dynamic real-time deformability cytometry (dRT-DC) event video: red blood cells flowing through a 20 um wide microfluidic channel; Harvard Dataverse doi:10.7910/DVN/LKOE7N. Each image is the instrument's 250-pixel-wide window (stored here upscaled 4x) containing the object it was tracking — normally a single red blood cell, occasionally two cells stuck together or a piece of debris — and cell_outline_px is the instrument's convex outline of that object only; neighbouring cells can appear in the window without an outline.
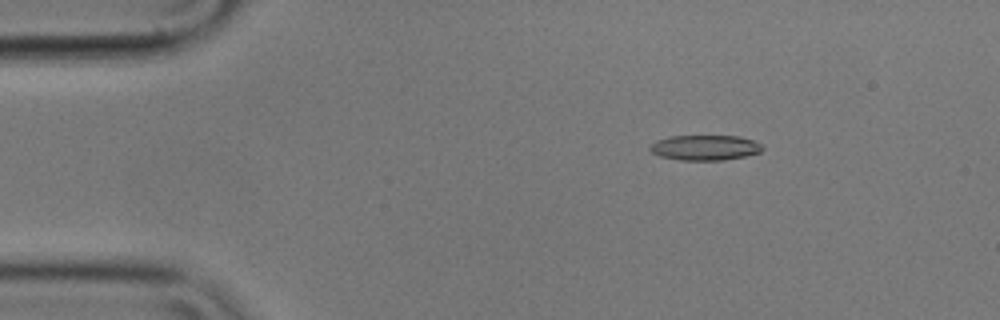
{"species": "common noctule bat (a hibernating species)", "species_latin": "Nyctalus noctula", "temperature_condition": "cold", "stored_images_in_passage": 56, "camera_frame_rate_fps": 3000, "um_per_image_px": 0.085, "animal": {"sex": "male", "body_mass_g": 17.9}, "frame": {"image": 1, "passage_image": 9, "time_ms": 2.667, "image_size_px": [1000, 320], "cell_outline_px": [[764, 148], [760, 152], [744, 156], [724, 160], [680, 160], [660, 156], [652, 152], [648, 148], [656, 140], [672, 136], [740, 136], [752, 140], [760, 144]], "centroid_in_image_um": [59.92, 12.55], "position_along_channel_um": 25.1, "area_um2": 16.42}}
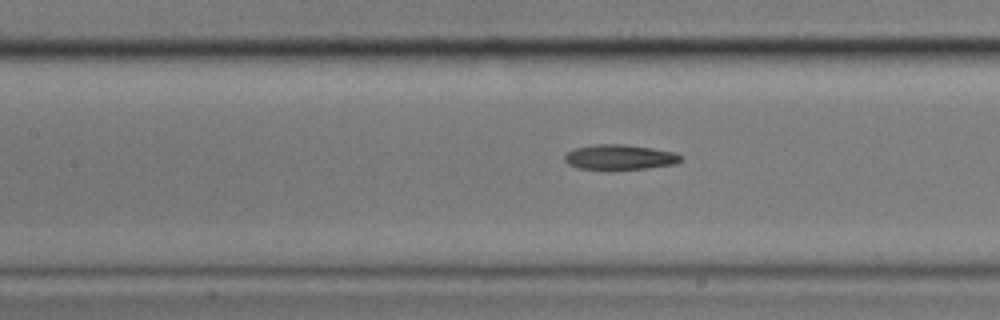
{"frame": {"image": 2, "passage_image": 25, "time_ms": 8.0, "image_size_px": [1000, 320], "cell_outline_px": [[680, 160], [676, 164], [648, 168], [612, 172], [608, 172], [576, 168], [568, 164], [564, 160], [564, 156], [568, 152], [576, 148], [596, 144], [624, 144], [652, 148], [676, 152], [680, 156]], "centroid_in_image_um": [52.64, 13.4], "position_along_channel_um": 154.8, "area_um2": 17.69}}
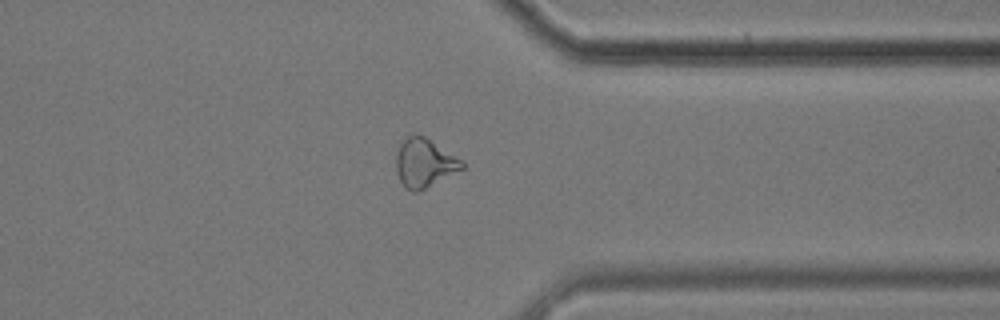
{"frame": {"image": 3, "passage_image": 44, "time_ms": 14.333, "image_size_px": [1000, 320], "cell_outline_px": [[464, 168], [420, 192], [412, 192], [404, 188], [396, 172], [396, 152], [400, 144], [408, 136], [424, 136], [464, 160]], "centroid_in_image_um": [36.08, 13.89], "position_along_channel_um": 375.3, "area_um2": 18.84}, "authors_computed_cell_mechanics": {"area_um2": 17.4556, "velocity_mm_per_s": 3.5612, "shape_relaxation_time_tau1_ms": 7.1086, "shape_relaxation_time_tau2_ms": null, "deformation_change_tau1": 0.1455, "deformation_change_tau2": null}}